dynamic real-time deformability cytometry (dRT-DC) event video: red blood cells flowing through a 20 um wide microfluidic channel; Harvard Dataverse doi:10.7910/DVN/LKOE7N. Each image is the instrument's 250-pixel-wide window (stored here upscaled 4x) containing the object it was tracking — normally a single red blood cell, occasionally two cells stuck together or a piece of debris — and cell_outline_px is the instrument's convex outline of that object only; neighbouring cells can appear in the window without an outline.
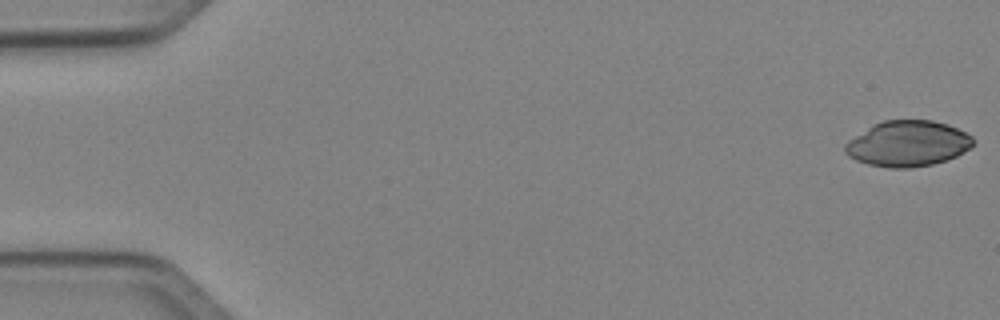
{"species": "Egyptian fruit bat (a non-hibernating species)", "species_latin": "Rousettus aegyptiacus", "temperature_condition": "cold", "stored_images_in_passage": 48, "camera_frame_rate_fps": 3000, "um_per_image_px": 0.085, "animal": {"sex": "female"}, "frame": {"image": 1, "passage_image": 1, "time_ms": 0.0, "image_size_px": [1000, 320], "cell_outline_px": [[976, 144], [972, 148], [948, 160], [932, 164], [912, 168], [888, 168], [868, 164], [856, 160], [848, 156], [844, 152], [844, 144], [848, 140], [872, 124], [884, 120], [932, 120], [948, 124], [972, 136], [976, 140]], "centroid_in_image_um": [77.17, 12.21], "position_along_channel_um": 7.8, "area_um2": 34.56}}
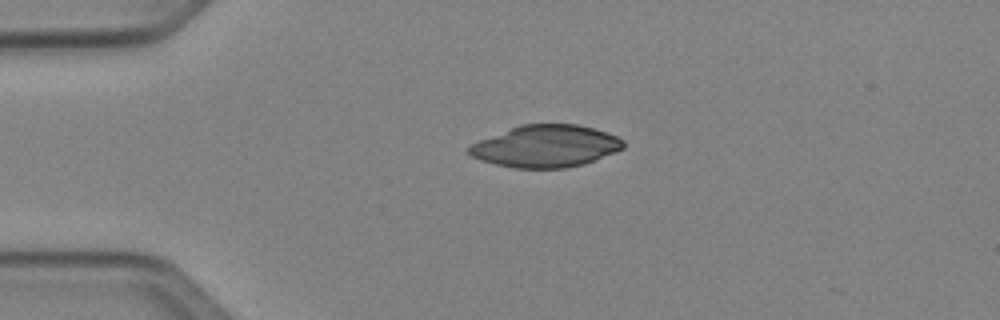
{"frame": {"image": 2, "passage_image": 12, "time_ms": 3.667, "image_size_px": [1000, 320], "cell_outline_px": [[624, 148], [616, 152], [596, 160], [584, 164], [564, 168], [512, 168], [480, 160], [472, 156], [468, 152], [468, 144], [520, 124], [576, 124], [608, 132], [624, 140]], "centroid_in_image_um": [46.39, 12.43], "position_along_channel_um": 38.6, "area_um2": 38.03}}
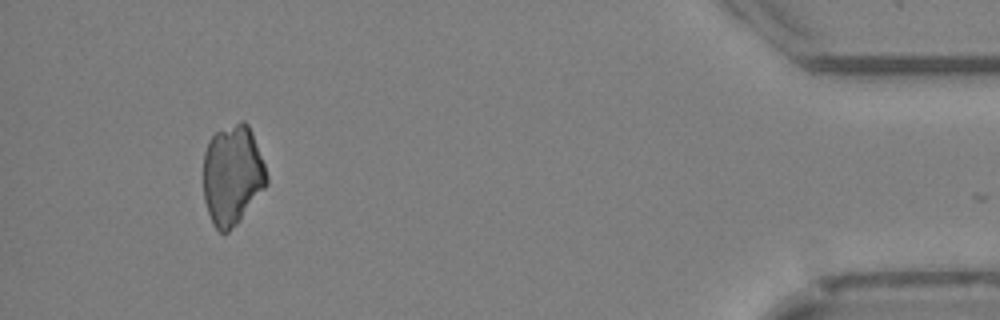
{"frame": {"image": 3, "passage_image": 47, "time_ms": 15.333, "image_size_px": [1000, 320], "cell_outline_px": [[268, 184], [240, 220], [228, 232], [220, 232], [212, 224], [204, 200], [204, 152], [208, 140], [216, 132], [240, 120], [244, 120], [248, 124], [252, 132], [264, 164], [268, 176]], "centroid_in_image_um": [19.75, 14.87], "position_along_channel_um": 415.4, "area_um2": 36.93}}